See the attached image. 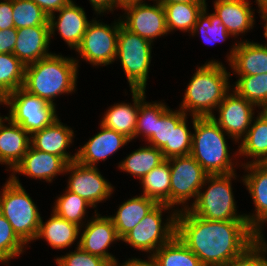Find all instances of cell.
<instances>
[{"mask_svg":"<svg viewBox=\"0 0 267 266\" xmlns=\"http://www.w3.org/2000/svg\"><path fill=\"white\" fill-rule=\"evenodd\" d=\"M176 236L203 266H224L260 237L247 221L206 220L189 209L177 213Z\"/></svg>","mask_w":267,"mask_h":266,"instance_id":"cell-1","label":"cell"},{"mask_svg":"<svg viewBox=\"0 0 267 266\" xmlns=\"http://www.w3.org/2000/svg\"><path fill=\"white\" fill-rule=\"evenodd\" d=\"M78 63L73 57L52 53L46 58L26 65L23 88L29 93L55 104L54 98L75 92Z\"/></svg>","mask_w":267,"mask_h":266,"instance_id":"cell-2","label":"cell"},{"mask_svg":"<svg viewBox=\"0 0 267 266\" xmlns=\"http://www.w3.org/2000/svg\"><path fill=\"white\" fill-rule=\"evenodd\" d=\"M231 75L222 63L215 60L197 67L186 87L180 109L186 115L190 112L195 117H211L213 110L231 90L228 78Z\"/></svg>","mask_w":267,"mask_h":266,"instance_id":"cell-3","label":"cell"},{"mask_svg":"<svg viewBox=\"0 0 267 266\" xmlns=\"http://www.w3.org/2000/svg\"><path fill=\"white\" fill-rule=\"evenodd\" d=\"M192 117L194 133L190 155L209 175L235 172L224 130L211 117Z\"/></svg>","mask_w":267,"mask_h":266,"instance_id":"cell-4","label":"cell"},{"mask_svg":"<svg viewBox=\"0 0 267 266\" xmlns=\"http://www.w3.org/2000/svg\"><path fill=\"white\" fill-rule=\"evenodd\" d=\"M1 190L0 213L9 221L16 235L28 245L36 240L39 231V209L15 175L9 176Z\"/></svg>","mask_w":267,"mask_h":266,"instance_id":"cell-5","label":"cell"},{"mask_svg":"<svg viewBox=\"0 0 267 266\" xmlns=\"http://www.w3.org/2000/svg\"><path fill=\"white\" fill-rule=\"evenodd\" d=\"M232 178L236 179L235 172L208 175L203 184L204 187L209 184L207 189L199 191L196 202L189 210L194 215L211 221H247L245 214L237 213Z\"/></svg>","mask_w":267,"mask_h":266,"instance_id":"cell-6","label":"cell"},{"mask_svg":"<svg viewBox=\"0 0 267 266\" xmlns=\"http://www.w3.org/2000/svg\"><path fill=\"white\" fill-rule=\"evenodd\" d=\"M172 209L158 203L121 241L130 244L139 251L149 252L152 256L162 245L167 244L176 236V218L178 208L163 222L162 212Z\"/></svg>","mask_w":267,"mask_h":266,"instance_id":"cell-7","label":"cell"},{"mask_svg":"<svg viewBox=\"0 0 267 266\" xmlns=\"http://www.w3.org/2000/svg\"><path fill=\"white\" fill-rule=\"evenodd\" d=\"M152 42L130 32L123 25L117 38V55L131 89H146Z\"/></svg>","mask_w":267,"mask_h":266,"instance_id":"cell-8","label":"cell"},{"mask_svg":"<svg viewBox=\"0 0 267 266\" xmlns=\"http://www.w3.org/2000/svg\"><path fill=\"white\" fill-rule=\"evenodd\" d=\"M4 100L5 105L10 107L7 118L19 124L30 135L58 119L56 104L29 93L23 87L6 95Z\"/></svg>","mask_w":267,"mask_h":266,"instance_id":"cell-9","label":"cell"},{"mask_svg":"<svg viewBox=\"0 0 267 266\" xmlns=\"http://www.w3.org/2000/svg\"><path fill=\"white\" fill-rule=\"evenodd\" d=\"M187 115L170 108L158 119L148 144L161 150L165 159L191 153L192 132L188 129Z\"/></svg>","mask_w":267,"mask_h":266,"instance_id":"cell-10","label":"cell"},{"mask_svg":"<svg viewBox=\"0 0 267 266\" xmlns=\"http://www.w3.org/2000/svg\"><path fill=\"white\" fill-rule=\"evenodd\" d=\"M171 173V207L183 205L180 210H187L186 202L193 197L196 202L199 191L209 175L203 167L189 154L167 159ZM185 204V205H184ZM175 205V206H174Z\"/></svg>","mask_w":267,"mask_h":266,"instance_id":"cell-11","label":"cell"},{"mask_svg":"<svg viewBox=\"0 0 267 266\" xmlns=\"http://www.w3.org/2000/svg\"><path fill=\"white\" fill-rule=\"evenodd\" d=\"M114 24V25H113ZM111 26L96 19L88 24L80 45L75 51L94 66H107L116 60L117 38L121 19Z\"/></svg>","mask_w":267,"mask_h":266,"instance_id":"cell-12","label":"cell"},{"mask_svg":"<svg viewBox=\"0 0 267 266\" xmlns=\"http://www.w3.org/2000/svg\"><path fill=\"white\" fill-rule=\"evenodd\" d=\"M125 18L122 25L130 32L154 42V39L167 35L165 10L160 2L148 5L146 2L131 3L123 6Z\"/></svg>","mask_w":267,"mask_h":266,"instance_id":"cell-13","label":"cell"},{"mask_svg":"<svg viewBox=\"0 0 267 266\" xmlns=\"http://www.w3.org/2000/svg\"><path fill=\"white\" fill-rule=\"evenodd\" d=\"M64 173L70 174L67 190L85 199L93 208L97 203L106 201L114 191L112 184L97 167L86 166L75 160L66 165Z\"/></svg>","mask_w":267,"mask_h":266,"instance_id":"cell-14","label":"cell"},{"mask_svg":"<svg viewBox=\"0 0 267 266\" xmlns=\"http://www.w3.org/2000/svg\"><path fill=\"white\" fill-rule=\"evenodd\" d=\"M227 93L218 105V118L213 114L211 118L231 137L235 142L242 139L248 132L254 116V104L238 95Z\"/></svg>","mask_w":267,"mask_h":266,"instance_id":"cell-15","label":"cell"},{"mask_svg":"<svg viewBox=\"0 0 267 266\" xmlns=\"http://www.w3.org/2000/svg\"><path fill=\"white\" fill-rule=\"evenodd\" d=\"M84 226L85 230L77 242L78 246L92 255L105 259L111 265L116 258L107 249L113 242L121 239L110 216H101L95 210L90 222L88 220Z\"/></svg>","mask_w":267,"mask_h":266,"instance_id":"cell-16","label":"cell"},{"mask_svg":"<svg viewBox=\"0 0 267 266\" xmlns=\"http://www.w3.org/2000/svg\"><path fill=\"white\" fill-rule=\"evenodd\" d=\"M242 166L245 171H248L241 180L255 205V214H245V218L249 225L261 235L263 233L262 226L267 223V162L242 163Z\"/></svg>","mask_w":267,"mask_h":266,"instance_id":"cell-17","label":"cell"},{"mask_svg":"<svg viewBox=\"0 0 267 266\" xmlns=\"http://www.w3.org/2000/svg\"><path fill=\"white\" fill-rule=\"evenodd\" d=\"M58 12L57 21L55 14L49 16L50 39L55 34V30H57L68 47L76 50L91 21L87 19L84 8L77 6L73 0Z\"/></svg>","mask_w":267,"mask_h":266,"instance_id":"cell-18","label":"cell"},{"mask_svg":"<svg viewBox=\"0 0 267 266\" xmlns=\"http://www.w3.org/2000/svg\"><path fill=\"white\" fill-rule=\"evenodd\" d=\"M100 130L76 152V160L86 166L96 167L100 160H107L130 140L123 134L107 128L100 123Z\"/></svg>","mask_w":267,"mask_h":266,"instance_id":"cell-19","label":"cell"},{"mask_svg":"<svg viewBox=\"0 0 267 266\" xmlns=\"http://www.w3.org/2000/svg\"><path fill=\"white\" fill-rule=\"evenodd\" d=\"M67 163L55 154L35 149L31 144L22 160L12 170L11 175L16 173L30 178L52 182L56 175L63 174Z\"/></svg>","mask_w":267,"mask_h":266,"instance_id":"cell-20","label":"cell"},{"mask_svg":"<svg viewBox=\"0 0 267 266\" xmlns=\"http://www.w3.org/2000/svg\"><path fill=\"white\" fill-rule=\"evenodd\" d=\"M231 46L227 61L238 76L267 73V44L238 41Z\"/></svg>","mask_w":267,"mask_h":266,"instance_id":"cell-21","label":"cell"},{"mask_svg":"<svg viewBox=\"0 0 267 266\" xmlns=\"http://www.w3.org/2000/svg\"><path fill=\"white\" fill-rule=\"evenodd\" d=\"M73 138L72 128L63 125L58 118L51 125L34 132L31 135V145L40 151L60 156L68 164L77 158V153L71 155L66 151Z\"/></svg>","mask_w":267,"mask_h":266,"instance_id":"cell-22","label":"cell"},{"mask_svg":"<svg viewBox=\"0 0 267 266\" xmlns=\"http://www.w3.org/2000/svg\"><path fill=\"white\" fill-rule=\"evenodd\" d=\"M49 44V26L19 28L13 54L26 66L51 55Z\"/></svg>","mask_w":267,"mask_h":266,"instance_id":"cell-23","label":"cell"},{"mask_svg":"<svg viewBox=\"0 0 267 266\" xmlns=\"http://www.w3.org/2000/svg\"><path fill=\"white\" fill-rule=\"evenodd\" d=\"M8 122V126L4 124ZM31 144V135L7 116L0 121V164L12 171L22 160Z\"/></svg>","mask_w":267,"mask_h":266,"instance_id":"cell-24","label":"cell"},{"mask_svg":"<svg viewBox=\"0 0 267 266\" xmlns=\"http://www.w3.org/2000/svg\"><path fill=\"white\" fill-rule=\"evenodd\" d=\"M214 13L221 19L227 31L237 37L254 26V10L248 1L214 0ZM237 35V36H236Z\"/></svg>","mask_w":267,"mask_h":266,"instance_id":"cell-25","label":"cell"},{"mask_svg":"<svg viewBox=\"0 0 267 266\" xmlns=\"http://www.w3.org/2000/svg\"><path fill=\"white\" fill-rule=\"evenodd\" d=\"M131 93L133 104L124 102L114 104L108 108L100 122L105 127L123 134L130 141L135 137L140 106V89H131Z\"/></svg>","mask_w":267,"mask_h":266,"instance_id":"cell-26","label":"cell"},{"mask_svg":"<svg viewBox=\"0 0 267 266\" xmlns=\"http://www.w3.org/2000/svg\"><path fill=\"white\" fill-rule=\"evenodd\" d=\"M157 204L145 195L133 197L121 204L116 214L110 216L119 238L129 233Z\"/></svg>","mask_w":267,"mask_h":266,"instance_id":"cell-27","label":"cell"},{"mask_svg":"<svg viewBox=\"0 0 267 266\" xmlns=\"http://www.w3.org/2000/svg\"><path fill=\"white\" fill-rule=\"evenodd\" d=\"M49 220L40 221L39 231L36 239H45L54 249H65L70 247L78 239L80 227L74 223L68 222L52 211Z\"/></svg>","mask_w":267,"mask_h":266,"instance_id":"cell-28","label":"cell"},{"mask_svg":"<svg viewBox=\"0 0 267 266\" xmlns=\"http://www.w3.org/2000/svg\"><path fill=\"white\" fill-rule=\"evenodd\" d=\"M246 135L241 139V144L237 149V156L253 158L247 163H266L267 162V118L261 113L253 119ZM239 154H238V153ZM238 154V155H237ZM256 158V159H255Z\"/></svg>","mask_w":267,"mask_h":266,"instance_id":"cell-29","label":"cell"},{"mask_svg":"<svg viewBox=\"0 0 267 266\" xmlns=\"http://www.w3.org/2000/svg\"><path fill=\"white\" fill-rule=\"evenodd\" d=\"M140 181L143 186L142 195L171 207V173L167 159L153 168Z\"/></svg>","mask_w":267,"mask_h":266,"instance_id":"cell-30","label":"cell"},{"mask_svg":"<svg viewBox=\"0 0 267 266\" xmlns=\"http://www.w3.org/2000/svg\"><path fill=\"white\" fill-rule=\"evenodd\" d=\"M166 159L160 149L151 145L143 146L119 162L118 168L141 180L153 168L159 166Z\"/></svg>","mask_w":267,"mask_h":266,"instance_id":"cell-31","label":"cell"},{"mask_svg":"<svg viewBox=\"0 0 267 266\" xmlns=\"http://www.w3.org/2000/svg\"><path fill=\"white\" fill-rule=\"evenodd\" d=\"M165 10L168 32L176 29L191 33L198 16L206 7V3H169L162 4Z\"/></svg>","mask_w":267,"mask_h":266,"instance_id":"cell-32","label":"cell"},{"mask_svg":"<svg viewBox=\"0 0 267 266\" xmlns=\"http://www.w3.org/2000/svg\"><path fill=\"white\" fill-rule=\"evenodd\" d=\"M156 266H203L199 258L177 236L152 256Z\"/></svg>","mask_w":267,"mask_h":266,"instance_id":"cell-33","label":"cell"},{"mask_svg":"<svg viewBox=\"0 0 267 266\" xmlns=\"http://www.w3.org/2000/svg\"><path fill=\"white\" fill-rule=\"evenodd\" d=\"M25 65L13 54H0V96L23 87L25 81Z\"/></svg>","mask_w":267,"mask_h":266,"instance_id":"cell-34","label":"cell"},{"mask_svg":"<svg viewBox=\"0 0 267 266\" xmlns=\"http://www.w3.org/2000/svg\"><path fill=\"white\" fill-rule=\"evenodd\" d=\"M238 77L233 90L256 107L267 108V73Z\"/></svg>","mask_w":267,"mask_h":266,"instance_id":"cell-35","label":"cell"},{"mask_svg":"<svg viewBox=\"0 0 267 266\" xmlns=\"http://www.w3.org/2000/svg\"><path fill=\"white\" fill-rule=\"evenodd\" d=\"M145 91L140 89V106L134 139L142 134L147 141L155 131L156 122L169 107L161 102H146Z\"/></svg>","mask_w":267,"mask_h":266,"instance_id":"cell-36","label":"cell"},{"mask_svg":"<svg viewBox=\"0 0 267 266\" xmlns=\"http://www.w3.org/2000/svg\"><path fill=\"white\" fill-rule=\"evenodd\" d=\"M54 202L53 212L66 219L68 222L74 223L79 227H83V218L85 219L86 208L93 207L85 199L79 195L72 193L66 189L63 195Z\"/></svg>","mask_w":267,"mask_h":266,"instance_id":"cell-37","label":"cell"},{"mask_svg":"<svg viewBox=\"0 0 267 266\" xmlns=\"http://www.w3.org/2000/svg\"><path fill=\"white\" fill-rule=\"evenodd\" d=\"M14 28L49 26L48 15L32 0H12Z\"/></svg>","mask_w":267,"mask_h":266,"instance_id":"cell-38","label":"cell"},{"mask_svg":"<svg viewBox=\"0 0 267 266\" xmlns=\"http://www.w3.org/2000/svg\"><path fill=\"white\" fill-rule=\"evenodd\" d=\"M207 6L208 5H206L202 13L198 16L191 35L195 36L197 33H200L202 40L207 44L227 40L226 38L232 35L227 31L223 22L215 13L208 15Z\"/></svg>","mask_w":267,"mask_h":266,"instance_id":"cell-39","label":"cell"},{"mask_svg":"<svg viewBox=\"0 0 267 266\" xmlns=\"http://www.w3.org/2000/svg\"><path fill=\"white\" fill-rule=\"evenodd\" d=\"M27 246L14 232L9 221L0 213V262L20 256Z\"/></svg>","mask_w":267,"mask_h":266,"instance_id":"cell-40","label":"cell"},{"mask_svg":"<svg viewBox=\"0 0 267 266\" xmlns=\"http://www.w3.org/2000/svg\"><path fill=\"white\" fill-rule=\"evenodd\" d=\"M74 252L55 258L58 266H111L105 259L82 250L78 245Z\"/></svg>","mask_w":267,"mask_h":266,"instance_id":"cell-41","label":"cell"},{"mask_svg":"<svg viewBox=\"0 0 267 266\" xmlns=\"http://www.w3.org/2000/svg\"><path fill=\"white\" fill-rule=\"evenodd\" d=\"M17 40V29L0 30V54L13 53Z\"/></svg>","mask_w":267,"mask_h":266,"instance_id":"cell-42","label":"cell"},{"mask_svg":"<svg viewBox=\"0 0 267 266\" xmlns=\"http://www.w3.org/2000/svg\"><path fill=\"white\" fill-rule=\"evenodd\" d=\"M266 253L267 241H265L264 235L261 234L253 243V266H267Z\"/></svg>","mask_w":267,"mask_h":266,"instance_id":"cell-43","label":"cell"},{"mask_svg":"<svg viewBox=\"0 0 267 266\" xmlns=\"http://www.w3.org/2000/svg\"><path fill=\"white\" fill-rule=\"evenodd\" d=\"M14 28L12 0L0 1V30Z\"/></svg>","mask_w":267,"mask_h":266,"instance_id":"cell-44","label":"cell"},{"mask_svg":"<svg viewBox=\"0 0 267 266\" xmlns=\"http://www.w3.org/2000/svg\"><path fill=\"white\" fill-rule=\"evenodd\" d=\"M35 2L47 15L54 14L62 7L66 6L71 0H32Z\"/></svg>","mask_w":267,"mask_h":266,"instance_id":"cell-45","label":"cell"},{"mask_svg":"<svg viewBox=\"0 0 267 266\" xmlns=\"http://www.w3.org/2000/svg\"><path fill=\"white\" fill-rule=\"evenodd\" d=\"M224 266H253V244L250 245L243 253L232 258Z\"/></svg>","mask_w":267,"mask_h":266,"instance_id":"cell-46","label":"cell"},{"mask_svg":"<svg viewBox=\"0 0 267 266\" xmlns=\"http://www.w3.org/2000/svg\"><path fill=\"white\" fill-rule=\"evenodd\" d=\"M97 14L115 10V0H89ZM109 10V11H108Z\"/></svg>","mask_w":267,"mask_h":266,"instance_id":"cell-47","label":"cell"},{"mask_svg":"<svg viewBox=\"0 0 267 266\" xmlns=\"http://www.w3.org/2000/svg\"><path fill=\"white\" fill-rule=\"evenodd\" d=\"M111 266H156L155 261L148 255V260H142L138 258H132L120 265H118L117 259L111 264Z\"/></svg>","mask_w":267,"mask_h":266,"instance_id":"cell-48","label":"cell"},{"mask_svg":"<svg viewBox=\"0 0 267 266\" xmlns=\"http://www.w3.org/2000/svg\"><path fill=\"white\" fill-rule=\"evenodd\" d=\"M160 2L161 4H169V3H207L204 0H154V2Z\"/></svg>","mask_w":267,"mask_h":266,"instance_id":"cell-49","label":"cell"},{"mask_svg":"<svg viewBox=\"0 0 267 266\" xmlns=\"http://www.w3.org/2000/svg\"><path fill=\"white\" fill-rule=\"evenodd\" d=\"M144 1L143 0H115V8L117 7L122 8L123 6L131 4V3H138V2H144Z\"/></svg>","mask_w":267,"mask_h":266,"instance_id":"cell-50","label":"cell"},{"mask_svg":"<svg viewBox=\"0 0 267 266\" xmlns=\"http://www.w3.org/2000/svg\"><path fill=\"white\" fill-rule=\"evenodd\" d=\"M258 13H261L260 17L264 20V22H266L264 25V37L267 39V8H259Z\"/></svg>","mask_w":267,"mask_h":266,"instance_id":"cell-51","label":"cell"},{"mask_svg":"<svg viewBox=\"0 0 267 266\" xmlns=\"http://www.w3.org/2000/svg\"><path fill=\"white\" fill-rule=\"evenodd\" d=\"M258 8H267V0H256Z\"/></svg>","mask_w":267,"mask_h":266,"instance_id":"cell-52","label":"cell"},{"mask_svg":"<svg viewBox=\"0 0 267 266\" xmlns=\"http://www.w3.org/2000/svg\"><path fill=\"white\" fill-rule=\"evenodd\" d=\"M3 105V104H5V100H4V97H1L0 96V105ZM4 117H2V116H0V121L3 119Z\"/></svg>","mask_w":267,"mask_h":266,"instance_id":"cell-53","label":"cell"},{"mask_svg":"<svg viewBox=\"0 0 267 266\" xmlns=\"http://www.w3.org/2000/svg\"><path fill=\"white\" fill-rule=\"evenodd\" d=\"M267 118V108H264L260 111Z\"/></svg>","mask_w":267,"mask_h":266,"instance_id":"cell-54","label":"cell"},{"mask_svg":"<svg viewBox=\"0 0 267 266\" xmlns=\"http://www.w3.org/2000/svg\"><path fill=\"white\" fill-rule=\"evenodd\" d=\"M232 1H248V0H232Z\"/></svg>","mask_w":267,"mask_h":266,"instance_id":"cell-55","label":"cell"}]
</instances>
